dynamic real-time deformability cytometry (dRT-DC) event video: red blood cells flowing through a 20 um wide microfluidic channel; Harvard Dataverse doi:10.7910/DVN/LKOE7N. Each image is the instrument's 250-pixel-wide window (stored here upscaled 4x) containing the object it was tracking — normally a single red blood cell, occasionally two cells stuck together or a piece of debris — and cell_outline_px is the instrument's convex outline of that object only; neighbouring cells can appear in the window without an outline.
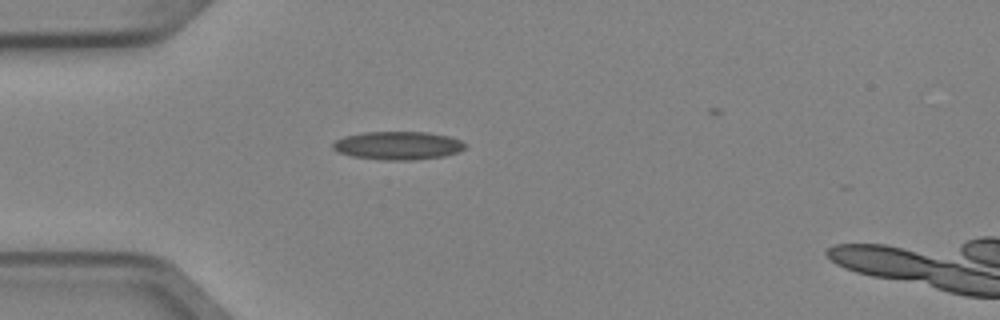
{"species": "Egyptian fruit bat (a non-hibernating species)", "species_latin": "Rousettus aegyptiacus", "temperature_condition": "cold", "stored_images_in_passage": 1, "camera_frame_rate_fps": 3000, "um_per_image_px": 0.085, "animal": {"sex": "female"}, "frame": {"image": 1, "passage_image": 1, "time_ms": 0.0, "image_size_px": [1000, 320], "cell_outline_px": [[468, 144], [464, 148], [456, 152], [444, 156], [412, 160], [384, 160], [352, 156], [340, 152], [332, 148], [332, 144], [336, 140], [344, 136], [364, 132], [428, 132], [448, 136], [460, 140]], "centroid_in_image_um": [33.83, 12.36], "position_along_channel_um": 51.2, "area_um2": 21.68}}